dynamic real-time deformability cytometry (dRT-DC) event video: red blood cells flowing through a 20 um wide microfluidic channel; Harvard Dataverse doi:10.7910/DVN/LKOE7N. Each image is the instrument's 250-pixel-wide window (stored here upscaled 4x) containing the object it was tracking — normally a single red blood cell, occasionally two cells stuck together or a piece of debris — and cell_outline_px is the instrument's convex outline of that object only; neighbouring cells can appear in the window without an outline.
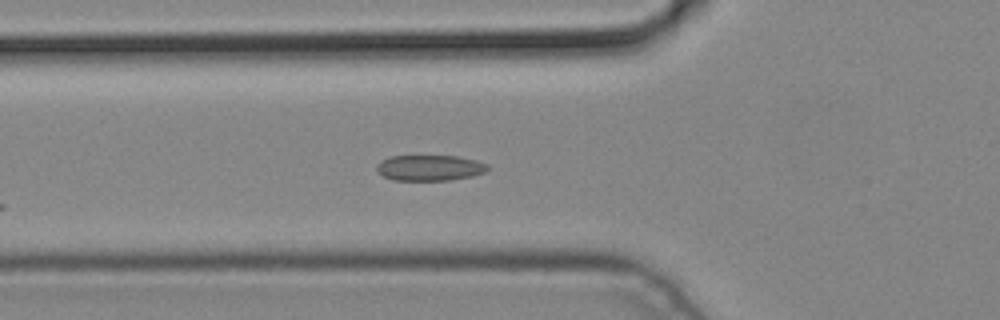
{"species": "common noctule bat (a hibernating species)", "species_latin": "Nyctalus noctula", "temperature_condition": "cold", "stored_images_in_passage": 4, "camera_frame_rate_fps": 3000, "um_per_image_px": 0.085, "animal": {"sex": "male", "body_mass_g": 19.2, "forearm_length_mm": 51.8}, "frame": {"image": 1, "passage_image": 4, "time_ms": 1.0, "image_size_px": [1000, 320], "cell_outline_px": [[488, 168], [484, 172], [472, 176], [448, 180], [392, 180], [384, 176], [376, 168], [376, 164], [380, 160], [388, 156], [456, 156], [476, 160], [488, 164]], "centroid_in_image_um": [36.5, 14.26], "position_along_channel_um": 89.3, "area_um2": 16.59}}